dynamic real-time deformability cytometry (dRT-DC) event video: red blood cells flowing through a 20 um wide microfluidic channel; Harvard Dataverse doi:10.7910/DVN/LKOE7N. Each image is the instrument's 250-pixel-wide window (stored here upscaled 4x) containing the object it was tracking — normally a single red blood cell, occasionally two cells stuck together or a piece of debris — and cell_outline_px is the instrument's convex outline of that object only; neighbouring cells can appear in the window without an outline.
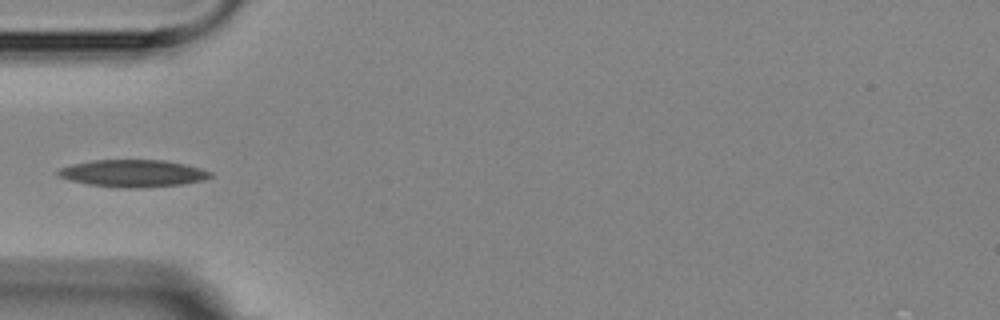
{"species": "Egyptian fruit bat (a non-hibernating species)", "species_latin": "Rousettus aegyptiacus", "temperature_condition": "room temperature", "stored_images_in_passage": 7, "camera_frame_rate_fps": 3000, "um_per_image_px": 0.085, "animal": {"sex": "female"}, "frame": {"image": 1, "passage_image": 5, "time_ms": 4.667, "image_size_px": [1000, 320], "cell_outline_px": [[212, 176], [204, 180], [184, 184], [140, 188], [116, 188], [88, 184], [72, 180], [60, 176], [56, 172], [60, 168], [72, 164], [92, 160], [164, 160], [184, 164], [200, 168], [212, 172]], "centroid_in_image_um": [11.33, 14.74], "position_along_channel_um": 73.7, "area_um2": 24.16}}
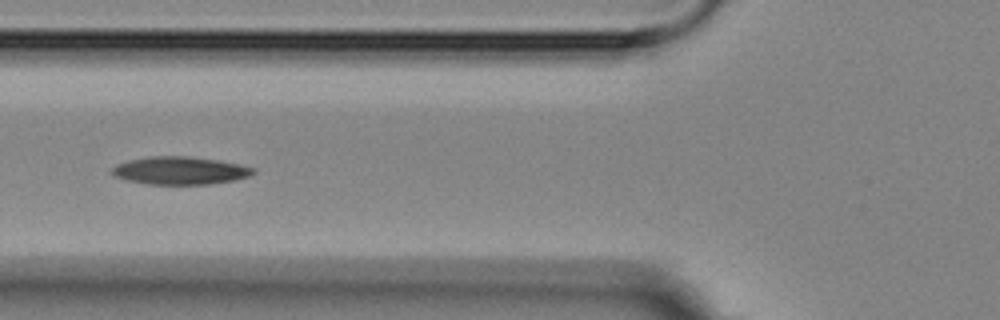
{"frame": {"image": 2, "passage_image": 6, "time_ms": 5.667, "image_size_px": [1000, 320], "cell_outline_px": [[256, 172], [248, 176], [236, 180], [208, 184], [148, 184], [128, 180], [112, 176], [108, 172], [116, 164], [128, 160], [152, 156], [188, 156], [216, 160], [256, 168]], "centroid_in_image_um": [15.25, 14.5], "position_along_channel_um": 110.5, "area_um2": 22.89}}
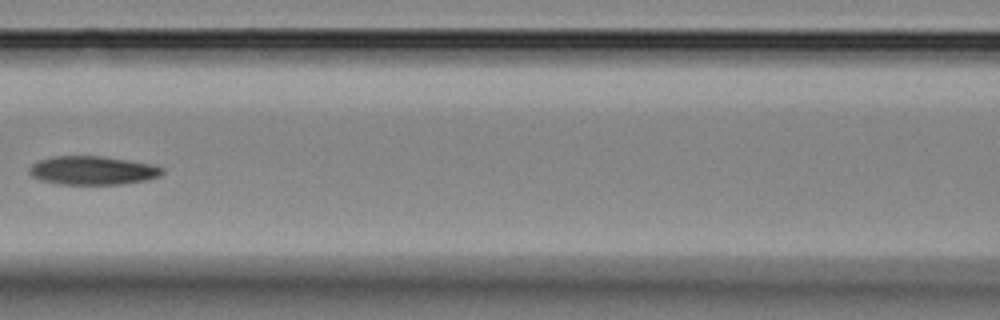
{"frame": {"image": 3, "passage_image": 7, "time_ms": 7.0, "image_size_px": [1000, 320], "cell_outline_px": [[164, 172], [160, 176], [144, 180], [120, 184], [60, 184], [44, 180], [32, 176], [28, 172], [28, 168], [32, 164], [40, 160], [52, 156], [100, 156], [156, 164], [164, 168]], "centroid_in_image_um": [7.9, 14.47], "position_along_channel_um": 158.7, "area_um2": 22.14}}